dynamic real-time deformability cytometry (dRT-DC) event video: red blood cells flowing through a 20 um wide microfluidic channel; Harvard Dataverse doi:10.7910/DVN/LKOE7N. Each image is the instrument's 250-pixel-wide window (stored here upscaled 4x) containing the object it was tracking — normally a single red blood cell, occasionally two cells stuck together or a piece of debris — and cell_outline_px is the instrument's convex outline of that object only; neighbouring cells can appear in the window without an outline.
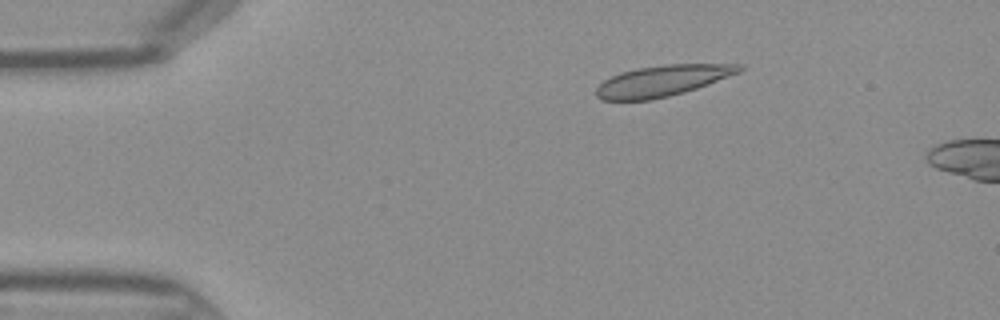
{"species": "Egyptian fruit bat (a non-hibernating species)", "species_latin": "Rousettus aegyptiacus", "temperature_condition": "warm", "stored_images_in_passage": 5, "camera_frame_rate_fps": 3000, "um_per_image_px": 0.085, "frame": {"image": 1, "passage_image": 1, "time_ms": 0.0, "image_size_px": [1000, 320], "cell_outline_px": [[744, 68], [740, 72], [708, 84], [684, 92], [652, 100], [600, 100], [596, 96], [596, 88], [604, 80], [620, 72], [636, 68], [664, 64], [744, 64]], "centroid_in_image_um": [56.3, 6.86], "position_along_channel_um": 28.7, "area_um2": 25.84}}